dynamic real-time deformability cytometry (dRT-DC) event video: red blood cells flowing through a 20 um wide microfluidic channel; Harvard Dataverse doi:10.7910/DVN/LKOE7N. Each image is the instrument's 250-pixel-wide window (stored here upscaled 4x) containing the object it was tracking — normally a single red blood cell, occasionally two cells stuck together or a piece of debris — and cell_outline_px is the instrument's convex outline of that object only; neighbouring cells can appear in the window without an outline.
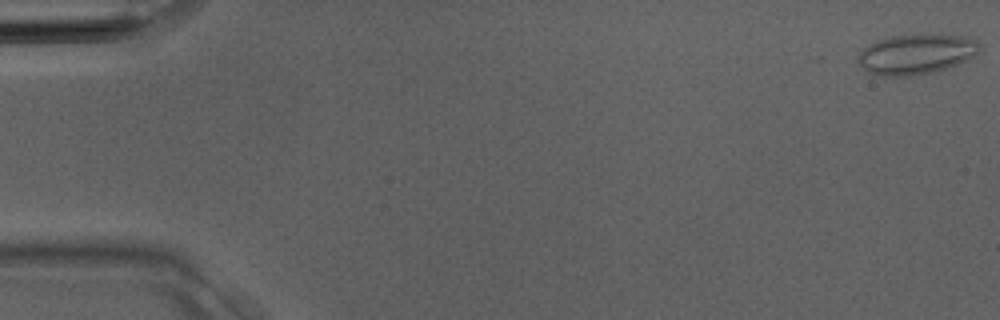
{"species": "Egyptian fruit bat (a non-hibernating species)", "species_latin": "Rousettus aegyptiacus", "temperature_condition": "room temperature", "stored_images_in_passage": 4, "camera_frame_rate_fps": 3000, "um_per_image_px": 0.085, "animal": {"sex": "male"}, "frame": {"image": 1, "passage_image": 1, "time_ms": 0.0, "image_size_px": [1000, 320], "cell_outline_px": [[980, 52], [956, 64], [932, 72], [908, 76], [880, 76], [868, 72], [856, 60], [856, 56], [868, 44], [892, 36], [968, 36], [980, 44]], "centroid_in_image_um": [77.83, 4.63], "position_along_channel_um": 7.2, "area_um2": 27.69}}